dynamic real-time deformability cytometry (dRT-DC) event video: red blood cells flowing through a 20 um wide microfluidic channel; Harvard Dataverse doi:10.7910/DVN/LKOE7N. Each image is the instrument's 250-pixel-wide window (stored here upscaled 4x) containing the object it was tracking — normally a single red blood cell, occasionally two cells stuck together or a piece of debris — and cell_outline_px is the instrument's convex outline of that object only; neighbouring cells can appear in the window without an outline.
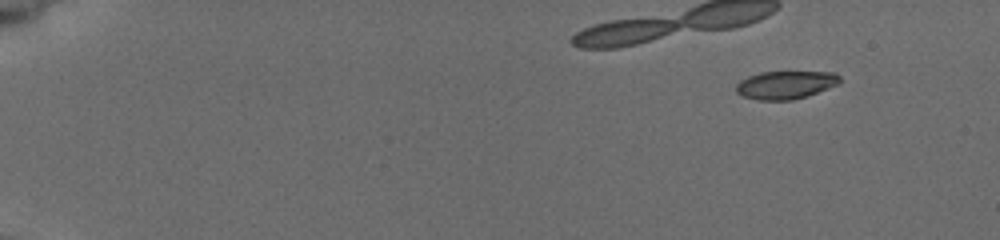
{"species": "common noctule bat (a hibernating species)", "species_latin": "Nyctalus noctula", "temperature_condition": "cold", "stored_images_in_passage": 7, "camera_frame_rate_fps": 3000, "um_per_image_px": 0.085, "animal": {"sex": "female", "body_mass_g": 19.5, "forearm_length_mm": 54.1}, "frame": {"image": 1, "passage_image": 1, "time_ms": 0.0, "image_size_px": [1000, 240], "cell_outline_px": [[840, 84], [808, 96], [792, 100], [756, 100], [744, 96], [736, 92], [736, 84], [740, 80], [748, 76], [760, 72], [836, 72], [840, 76]], "centroid_in_image_um": [66.8, 7.22], "position_along_channel_um": 18.2, "area_um2": 17.11}}